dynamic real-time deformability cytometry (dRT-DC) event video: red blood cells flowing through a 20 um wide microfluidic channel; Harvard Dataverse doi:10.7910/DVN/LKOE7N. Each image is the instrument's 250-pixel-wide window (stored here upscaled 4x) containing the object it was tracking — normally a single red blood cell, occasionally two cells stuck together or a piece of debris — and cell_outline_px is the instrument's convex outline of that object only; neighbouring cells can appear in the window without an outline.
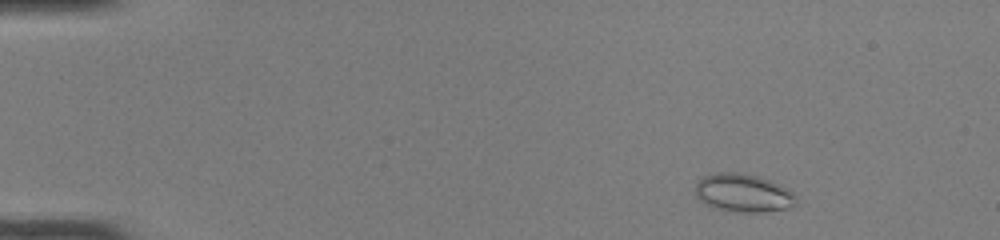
{"species": "common noctule bat (a hibernating species)", "species_latin": "Nyctalus noctula", "temperature_condition": "room temperature", "stored_images_in_passage": 47, "camera_frame_rate_fps": 3000, "um_per_image_px": 0.085, "animal": {"sex": "female", "body_mass_g": 22.0, "forearm_length_mm": 56.7}, "frame": {"image": 1, "passage_image": 4, "time_ms": 1.0, "image_size_px": [1000, 240], "cell_outline_px": [[796, 204], [784, 208], [760, 212], [736, 212], [716, 208], [704, 204], [696, 196], [696, 184], [704, 176], [716, 172], [740, 172], [760, 176], [772, 180], [788, 188], [796, 196]], "centroid_in_image_um": [63.18, 16.38], "position_along_channel_um": 21.8, "area_um2": 22.54}}
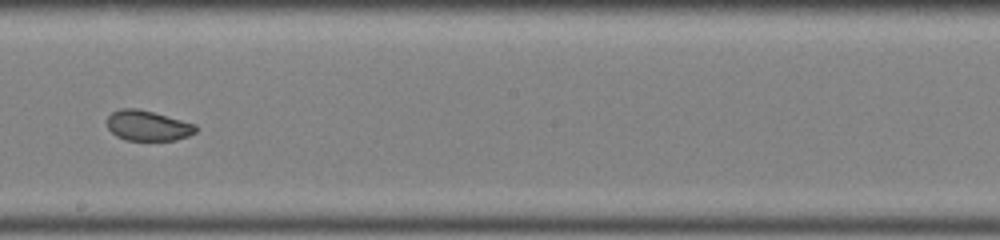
{"frame": {"image": 2, "passage_image": 27, "time_ms": 8.667, "image_size_px": [1000, 240], "cell_outline_px": [[196, 132], [188, 136], [176, 140], [128, 140], [116, 136], [108, 128], [108, 116], [112, 112], [120, 108], [136, 108], [152, 112], [196, 124]], "centroid_in_image_um": [12.56, 10.68], "position_along_channel_um": 235.6, "area_um2": 15.49}}
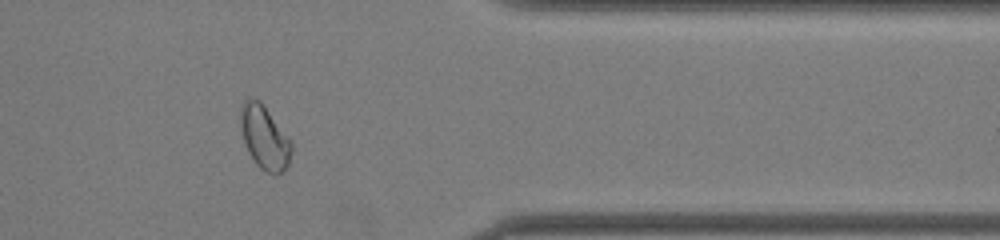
{"frame": {"image": 3, "passage_image": 39, "time_ms": 12.667, "image_size_px": [1000, 240], "cell_outline_px": [[292, 148], [288, 164], [284, 172], [276, 176], [264, 172], [256, 164], [248, 152], [244, 140], [240, 124], [240, 108], [244, 100], [248, 96], [260, 100], [292, 144]], "centroid_in_image_um": [22.46, 11.7], "position_along_channel_um": 388.9, "area_um2": 18.84}, "authors_computed_cell_mechanics": {"area_um2": 19.3052, "velocity_mm_per_s": 4.1045, "shape_relaxation_time_tau1_ms": null, "shape_relaxation_time_tau2_ms": 1.306, "deformation_change_tau1": null, "deformation_change_tau2": 0.0499}}